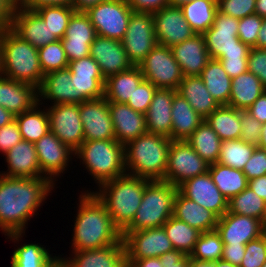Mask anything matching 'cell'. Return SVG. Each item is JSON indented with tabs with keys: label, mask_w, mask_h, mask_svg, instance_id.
Instances as JSON below:
<instances>
[{
	"label": "cell",
	"mask_w": 266,
	"mask_h": 267,
	"mask_svg": "<svg viewBox=\"0 0 266 267\" xmlns=\"http://www.w3.org/2000/svg\"><path fill=\"white\" fill-rule=\"evenodd\" d=\"M55 185L46 177L18 178L0 174V231L22 241L28 221L37 216ZM38 212V213H37Z\"/></svg>",
	"instance_id": "1"
},
{
	"label": "cell",
	"mask_w": 266,
	"mask_h": 267,
	"mask_svg": "<svg viewBox=\"0 0 266 267\" xmlns=\"http://www.w3.org/2000/svg\"><path fill=\"white\" fill-rule=\"evenodd\" d=\"M72 233L71 251L99 249L122 240L106 206L89 190L81 192Z\"/></svg>",
	"instance_id": "2"
},
{
	"label": "cell",
	"mask_w": 266,
	"mask_h": 267,
	"mask_svg": "<svg viewBox=\"0 0 266 267\" xmlns=\"http://www.w3.org/2000/svg\"><path fill=\"white\" fill-rule=\"evenodd\" d=\"M150 180L124 174L101 184L93 193L106 206L114 225L122 233L133 221Z\"/></svg>",
	"instance_id": "3"
},
{
	"label": "cell",
	"mask_w": 266,
	"mask_h": 267,
	"mask_svg": "<svg viewBox=\"0 0 266 267\" xmlns=\"http://www.w3.org/2000/svg\"><path fill=\"white\" fill-rule=\"evenodd\" d=\"M171 139L145 133L124 146L126 174L150 181L164 180Z\"/></svg>",
	"instance_id": "4"
},
{
	"label": "cell",
	"mask_w": 266,
	"mask_h": 267,
	"mask_svg": "<svg viewBox=\"0 0 266 267\" xmlns=\"http://www.w3.org/2000/svg\"><path fill=\"white\" fill-rule=\"evenodd\" d=\"M2 76L39 88L43 82L38 49L22 40L10 28L0 33Z\"/></svg>",
	"instance_id": "5"
},
{
	"label": "cell",
	"mask_w": 266,
	"mask_h": 267,
	"mask_svg": "<svg viewBox=\"0 0 266 267\" xmlns=\"http://www.w3.org/2000/svg\"><path fill=\"white\" fill-rule=\"evenodd\" d=\"M74 157L84 164L96 187L126 174L124 145L116 140L84 141Z\"/></svg>",
	"instance_id": "6"
},
{
	"label": "cell",
	"mask_w": 266,
	"mask_h": 267,
	"mask_svg": "<svg viewBox=\"0 0 266 267\" xmlns=\"http://www.w3.org/2000/svg\"><path fill=\"white\" fill-rule=\"evenodd\" d=\"M177 191V187L166 181H149L133 221L123 232L162 227L173 215Z\"/></svg>",
	"instance_id": "7"
},
{
	"label": "cell",
	"mask_w": 266,
	"mask_h": 267,
	"mask_svg": "<svg viewBox=\"0 0 266 267\" xmlns=\"http://www.w3.org/2000/svg\"><path fill=\"white\" fill-rule=\"evenodd\" d=\"M84 12L97 35L121 41L127 31L133 10L127 0H106Z\"/></svg>",
	"instance_id": "8"
},
{
	"label": "cell",
	"mask_w": 266,
	"mask_h": 267,
	"mask_svg": "<svg viewBox=\"0 0 266 267\" xmlns=\"http://www.w3.org/2000/svg\"><path fill=\"white\" fill-rule=\"evenodd\" d=\"M126 260L178 256L163 227L122 232Z\"/></svg>",
	"instance_id": "9"
},
{
	"label": "cell",
	"mask_w": 266,
	"mask_h": 267,
	"mask_svg": "<svg viewBox=\"0 0 266 267\" xmlns=\"http://www.w3.org/2000/svg\"><path fill=\"white\" fill-rule=\"evenodd\" d=\"M156 88L177 90L183 75L171 47L157 44L138 66Z\"/></svg>",
	"instance_id": "10"
},
{
	"label": "cell",
	"mask_w": 266,
	"mask_h": 267,
	"mask_svg": "<svg viewBox=\"0 0 266 267\" xmlns=\"http://www.w3.org/2000/svg\"><path fill=\"white\" fill-rule=\"evenodd\" d=\"M206 163L186 141H172L164 180L178 187L186 180L208 171Z\"/></svg>",
	"instance_id": "11"
},
{
	"label": "cell",
	"mask_w": 266,
	"mask_h": 267,
	"mask_svg": "<svg viewBox=\"0 0 266 267\" xmlns=\"http://www.w3.org/2000/svg\"><path fill=\"white\" fill-rule=\"evenodd\" d=\"M121 42L129 61L133 66H139L157 45L152 14L133 12Z\"/></svg>",
	"instance_id": "12"
},
{
	"label": "cell",
	"mask_w": 266,
	"mask_h": 267,
	"mask_svg": "<svg viewBox=\"0 0 266 267\" xmlns=\"http://www.w3.org/2000/svg\"><path fill=\"white\" fill-rule=\"evenodd\" d=\"M46 104L50 131L65 145L76 151L84 142L79 104Z\"/></svg>",
	"instance_id": "13"
},
{
	"label": "cell",
	"mask_w": 266,
	"mask_h": 267,
	"mask_svg": "<svg viewBox=\"0 0 266 267\" xmlns=\"http://www.w3.org/2000/svg\"><path fill=\"white\" fill-rule=\"evenodd\" d=\"M34 145L42 176L55 185L56 179L69 168V162L72 161V156H75V151L63 144L51 131Z\"/></svg>",
	"instance_id": "14"
},
{
	"label": "cell",
	"mask_w": 266,
	"mask_h": 267,
	"mask_svg": "<svg viewBox=\"0 0 266 267\" xmlns=\"http://www.w3.org/2000/svg\"><path fill=\"white\" fill-rule=\"evenodd\" d=\"M75 104L104 96L105 78L98 63L89 55L69 62Z\"/></svg>",
	"instance_id": "15"
},
{
	"label": "cell",
	"mask_w": 266,
	"mask_h": 267,
	"mask_svg": "<svg viewBox=\"0 0 266 267\" xmlns=\"http://www.w3.org/2000/svg\"><path fill=\"white\" fill-rule=\"evenodd\" d=\"M239 19L217 11L213 25L203 34L210 58L219 59L225 52L250 50L238 38Z\"/></svg>",
	"instance_id": "16"
},
{
	"label": "cell",
	"mask_w": 266,
	"mask_h": 267,
	"mask_svg": "<svg viewBox=\"0 0 266 267\" xmlns=\"http://www.w3.org/2000/svg\"><path fill=\"white\" fill-rule=\"evenodd\" d=\"M79 110L84 141L116 140L109 102L104 96L80 103Z\"/></svg>",
	"instance_id": "17"
},
{
	"label": "cell",
	"mask_w": 266,
	"mask_h": 267,
	"mask_svg": "<svg viewBox=\"0 0 266 267\" xmlns=\"http://www.w3.org/2000/svg\"><path fill=\"white\" fill-rule=\"evenodd\" d=\"M152 16L157 44L172 47L196 34L180 7L166 6Z\"/></svg>",
	"instance_id": "18"
},
{
	"label": "cell",
	"mask_w": 266,
	"mask_h": 267,
	"mask_svg": "<svg viewBox=\"0 0 266 267\" xmlns=\"http://www.w3.org/2000/svg\"><path fill=\"white\" fill-rule=\"evenodd\" d=\"M177 188L184 197L195 201L218 217H222L228 211V199L214 184L209 171L186 180Z\"/></svg>",
	"instance_id": "19"
},
{
	"label": "cell",
	"mask_w": 266,
	"mask_h": 267,
	"mask_svg": "<svg viewBox=\"0 0 266 267\" xmlns=\"http://www.w3.org/2000/svg\"><path fill=\"white\" fill-rule=\"evenodd\" d=\"M265 223L254 217L226 212L219 217L216 231L224 245H246L264 235Z\"/></svg>",
	"instance_id": "20"
},
{
	"label": "cell",
	"mask_w": 266,
	"mask_h": 267,
	"mask_svg": "<svg viewBox=\"0 0 266 267\" xmlns=\"http://www.w3.org/2000/svg\"><path fill=\"white\" fill-rule=\"evenodd\" d=\"M96 36V30L89 17L85 12L76 11L61 39L68 61L89 56L91 44Z\"/></svg>",
	"instance_id": "21"
},
{
	"label": "cell",
	"mask_w": 266,
	"mask_h": 267,
	"mask_svg": "<svg viewBox=\"0 0 266 267\" xmlns=\"http://www.w3.org/2000/svg\"><path fill=\"white\" fill-rule=\"evenodd\" d=\"M9 28L37 49L58 40L34 10L15 7Z\"/></svg>",
	"instance_id": "22"
},
{
	"label": "cell",
	"mask_w": 266,
	"mask_h": 267,
	"mask_svg": "<svg viewBox=\"0 0 266 267\" xmlns=\"http://www.w3.org/2000/svg\"><path fill=\"white\" fill-rule=\"evenodd\" d=\"M90 56L98 63L105 79L133 66L121 41L99 35L91 44Z\"/></svg>",
	"instance_id": "23"
},
{
	"label": "cell",
	"mask_w": 266,
	"mask_h": 267,
	"mask_svg": "<svg viewBox=\"0 0 266 267\" xmlns=\"http://www.w3.org/2000/svg\"><path fill=\"white\" fill-rule=\"evenodd\" d=\"M185 77L200 76L211 59L206 48L203 34H195L187 40L171 47Z\"/></svg>",
	"instance_id": "24"
},
{
	"label": "cell",
	"mask_w": 266,
	"mask_h": 267,
	"mask_svg": "<svg viewBox=\"0 0 266 267\" xmlns=\"http://www.w3.org/2000/svg\"><path fill=\"white\" fill-rule=\"evenodd\" d=\"M70 257H61L69 267H127L123 239L99 249L72 251Z\"/></svg>",
	"instance_id": "25"
},
{
	"label": "cell",
	"mask_w": 266,
	"mask_h": 267,
	"mask_svg": "<svg viewBox=\"0 0 266 267\" xmlns=\"http://www.w3.org/2000/svg\"><path fill=\"white\" fill-rule=\"evenodd\" d=\"M114 135L117 142L126 145L147 133L145 115L135 111L126 103L109 102Z\"/></svg>",
	"instance_id": "26"
},
{
	"label": "cell",
	"mask_w": 266,
	"mask_h": 267,
	"mask_svg": "<svg viewBox=\"0 0 266 267\" xmlns=\"http://www.w3.org/2000/svg\"><path fill=\"white\" fill-rule=\"evenodd\" d=\"M37 103L38 88L34 85L0 76V106L17 116Z\"/></svg>",
	"instance_id": "27"
},
{
	"label": "cell",
	"mask_w": 266,
	"mask_h": 267,
	"mask_svg": "<svg viewBox=\"0 0 266 267\" xmlns=\"http://www.w3.org/2000/svg\"><path fill=\"white\" fill-rule=\"evenodd\" d=\"M4 156L8 169L0 171L1 175L18 178L43 177L34 143L22 140Z\"/></svg>",
	"instance_id": "28"
},
{
	"label": "cell",
	"mask_w": 266,
	"mask_h": 267,
	"mask_svg": "<svg viewBox=\"0 0 266 267\" xmlns=\"http://www.w3.org/2000/svg\"><path fill=\"white\" fill-rule=\"evenodd\" d=\"M177 90L157 88L145 114L147 131L171 139L172 103Z\"/></svg>",
	"instance_id": "29"
},
{
	"label": "cell",
	"mask_w": 266,
	"mask_h": 267,
	"mask_svg": "<svg viewBox=\"0 0 266 267\" xmlns=\"http://www.w3.org/2000/svg\"><path fill=\"white\" fill-rule=\"evenodd\" d=\"M51 101L50 105L75 104L73 82L69 68L56 70L44 75L38 88V102Z\"/></svg>",
	"instance_id": "30"
},
{
	"label": "cell",
	"mask_w": 266,
	"mask_h": 267,
	"mask_svg": "<svg viewBox=\"0 0 266 267\" xmlns=\"http://www.w3.org/2000/svg\"><path fill=\"white\" fill-rule=\"evenodd\" d=\"M173 216L201 233L216 229L219 217L177 191Z\"/></svg>",
	"instance_id": "31"
},
{
	"label": "cell",
	"mask_w": 266,
	"mask_h": 267,
	"mask_svg": "<svg viewBox=\"0 0 266 267\" xmlns=\"http://www.w3.org/2000/svg\"><path fill=\"white\" fill-rule=\"evenodd\" d=\"M172 141L187 140L195 129L204 121L202 118L177 92L174 94L172 103Z\"/></svg>",
	"instance_id": "32"
},
{
	"label": "cell",
	"mask_w": 266,
	"mask_h": 267,
	"mask_svg": "<svg viewBox=\"0 0 266 267\" xmlns=\"http://www.w3.org/2000/svg\"><path fill=\"white\" fill-rule=\"evenodd\" d=\"M143 80L138 66L110 75L105 79L104 97L108 102L126 103Z\"/></svg>",
	"instance_id": "33"
},
{
	"label": "cell",
	"mask_w": 266,
	"mask_h": 267,
	"mask_svg": "<svg viewBox=\"0 0 266 267\" xmlns=\"http://www.w3.org/2000/svg\"><path fill=\"white\" fill-rule=\"evenodd\" d=\"M177 93L185 98L192 108L204 119L220 106L207 91L200 76H183Z\"/></svg>",
	"instance_id": "34"
},
{
	"label": "cell",
	"mask_w": 266,
	"mask_h": 267,
	"mask_svg": "<svg viewBox=\"0 0 266 267\" xmlns=\"http://www.w3.org/2000/svg\"><path fill=\"white\" fill-rule=\"evenodd\" d=\"M231 85L228 106L241 111H246L266 91L260 79L249 71L232 78Z\"/></svg>",
	"instance_id": "35"
},
{
	"label": "cell",
	"mask_w": 266,
	"mask_h": 267,
	"mask_svg": "<svg viewBox=\"0 0 266 267\" xmlns=\"http://www.w3.org/2000/svg\"><path fill=\"white\" fill-rule=\"evenodd\" d=\"M202 78L207 91L219 105H228L231 94L232 78L227 75L217 59H210L203 69Z\"/></svg>",
	"instance_id": "36"
},
{
	"label": "cell",
	"mask_w": 266,
	"mask_h": 267,
	"mask_svg": "<svg viewBox=\"0 0 266 267\" xmlns=\"http://www.w3.org/2000/svg\"><path fill=\"white\" fill-rule=\"evenodd\" d=\"M40 105L38 102L30 110L15 116L24 141L35 143L50 131L46 106L41 109Z\"/></svg>",
	"instance_id": "37"
},
{
	"label": "cell",
	"mask_w": 266,
	"mask_h": 267,
	"mask_svg": "<svg viewBox=\"0 0 266 267\" xmlns=\"http://www.w3.org/2000/svg\"><path fill=\"white\" fill-rule=\"evenodd\" d=\"M205 121L222 141L240 139V110L228 105H220Z\"/></svg>",
	"instance_id": "38"
},
{
	"label": "cell",
	"mask_w": 266,
	"mask_h": 267,
	"mask_svg": "<svg viewBox=\"0 0 266 267\" xmlns=\"http://www.w3.org/2000/svg\"><path fill=\"white\" fill-rule=\"evenodd\" d=\"M186 141L206 163L217 162L222 140L205 119Z\"/></svg>",
	"instance_id": "39"
},
{
	"label": "cell",
	"mask_w": 266,
	"mask_h": 267,
	"mask_svg": "<svg viewBox=\"0 0 266 267\" xmlns=\"http://www.w3.org/2000/svg\"><path fill=\"white\" fill-rule=\"evenodd\" d=\"M208 171L219 191L229 200L248 187V180L242 170L214 163Z\"/></svg>",
	"instance_id": "40"
},
{
	"label": "cell",
	"mask_w": 266,
	"mask_h": 267,
	"mask_svg": "<svg viewBox=\"0 0 266 267\" xmlns=\"http://www.w3.org/2000/svg\"><path fill=\"white\" fill-rule=\"evenodd\" d=\"M180 8L192 30L204 34L214 23L218 3L217 0H193Z\"/></svg>",
	"instance_id": "41"
},
{
	"label": "cell",
	"mask_w": 266,
	"mask_h": 267,
	"mask_svg": "<svg viewBox=\"0 0 266 267\" xmlns=\"http://www.w3.org/2000/svg\"><path fill=\"white\" fill-rule=\"evenodd\" d=\"M178 255L190 256L201 232L173 215L162 226Z\"/></svg>",
	"instance_id": "42"
},
{
	"label": "cell",
	"mask_w": 266,
	"mask_h": 267,
	"mask_svg": "<svg viewBox=\"0 0 266 267\" xmlns=\"http://www.w3.org/2000/svg\"><path fill=\"white\" fill-rule=\"evenodd\" d=\"M58 256H53L44 245L24 243L14 250L11 267H49Z\"/></svg>",
	"instance_id": "43"
},
{
	"label": "cell",
	"mask_w": 266,
	"mask_h": 267,
	"mask_svg": "<svg viewBox=\"0 0 266 267\" xmlns=\"http://www.w3.org/2000/svg\"><path fill=\"white\" fill-rule=\"evenodd\" d=\"M227 212L254 217L266 222V204L249 187L228 200Z\"/></svg>",
	"instance_id": "44"
},
{
	"label": "cell",
	"mask_w": 266,
	"mask_h": 267,
	"mask_svg": "<svg viewBox=\"0 0 266 267\" xmlns=\"http://www.w3.org/2000/svg\"><path fill=\"white\" fill-rule=\"evenodd\" d=\"M255 148V146L247 144L241 139L222 141L217 163L243 170Z\"/></svg>",
	"instance_id": "45"
},
{
	"label": "cell",
	"mask_w": 266,
	"mask_h": 267,
	"mask_svg": "<svg viewBox=\"0 0 266 267\" xmlns=\"http://www.w3.org/2000/svg\"><path fill=\"white\" fill-rule=\"evenodd\" d=\"M45 22L58 40H61L69 20L76 10L72 6L45 5L34 10Z\"/></svg>",
	"instance_id": "46"
},
{
	"label": "cell",
	"mask_w": 266,
	"mask_h": 267,
	"mask_svg": "<svg viewBox=\"0 0 266 267\" xmlns=\"http://www.w3.org/2000/svg\"><path fill=\"white\" fill-rule=\"evenodd\" d=\"M223 246L224 243L216 229L203 232L189 257L198 261L216 262L222 258Z\"/></svg>",
	"instance_id": "47"
},
{
	"label": "cell",
	"mask_w": 266,
	"mask_h": 267,
	"mask_svg": "<svg viewBox=\"0 0 266 267\" xmlns=\"http://www.w3.org/2000/svg\"><path fill=\"white\" fill-rule=\"evenodd\" d=\"M39 62L43 74L68 68L69 61L66 57L61 40L49 43L38 48Z\"/></svg>",
	"instance_id": "48"
},
{
	"label": "cell",
	"mask_w": 266,
	"mask_h": 267,
	"mask_svg": "<svg viewBox=\"0 0 266 267\" xmlns=\"http://www.w3.org/2000/svg\"><path fill=\"white\" fill-rule=\"evenodd\" d=\"M266 262V235L249 241L239 267H262Z\"/></svg>",
	"instance_id": "49"
},
{
	"label": "cell",
	"mask_w": 266,
	"mask_h": 267,
	"mask_svg": "<svg viewBox=\"0 0 266 267\" xmlns=\"http://www.w3.org/2000/svg\"><path fill=\"white\" fill-rule=\"evenodd\" d=\"M156 87L147 80H143L135 89L132 97L126 102L132 109L146 114L154 97Z\"/></svg>",
	"instance_id": "50"
},
{
	"label": "cell",
	"mask_w": 266,
	"mask_h": 267,
	"mask_svg": "<svg viewBox=\"0 0 266 267\" xmlns=\"http://www.w3.org/2000/svg\"><path fill=\"white\" fill-rule=\"evenodd\" d=\"M263 18L258 14H252L239 19L238 38L250 48L254 47L257 42L259 30L262 26Z\"/></svg>",
	"instance_id": "51"
},
{
	"label": "cell",
	"mask_w": 266,
	"mask_h": 267,
	"mask_svg": "<svg viewBox=\"0 0 266 267\" xmlns=\"http://www.w3.org/2000/svg\"><path fill=\"white\" fill-rule=\"evenodd\" d=\"M218 11L237 19L255 14L256 0H217Z\"/></svg>",
	"instance_id": "52"
},
{
	"label": "cell",
	"mask_w": 266,
	"mask_h": 267,
	"mask_svg": "<svg viewBox=\"0 0 266 267\" xmlns=\"http://www.w3.org/2000/svg\"><path fill=\"white\" fill-rule=\"evenodd\" d=\"M241 136L240 139L247 144L258 147L261 139L262 123L248 113L240 110Z\"/></svg>",
	"instance_id": "53"
},
{
	"label": "cell",
	"mask_w": 266,
	"mask_h": 267,
	"mask_svg": "<svg viewBox=\"0 0 266 267\" xmlns=\"http://www.w3.org/2000/svg\"><path fill=\"white\" fill-rule=\"evenodd\" d=\"M247 65L248 71L257 76L266 88V48L251 47Z\"/></svg>",
	"instance_id": "54"
},
{
	"label": "cell",
	"mask_w": 266,
	"mask_h": 267,
	"mask_svg": "<svg viewBox=\"0 0 266 267\" xmlns=\"http://www.w3.org/2000/svg\"><path fill=\"white\" fill-rule=\"evenodd\" d=\"M242 171L248 181L266 175V150L256 147Z\"/></svg>",
	"instance_id": "55"
},
{
	"label": "cell",
	"mask_w": 266,
	"mask_h": 267,
	"mask_svg": "<svg viewBox=\"0 0 266 267\" xmlns=\"http://www.w3.org/2000/svg\"><path fill=\"white\" fill-rule=\"evenodd\" d=\"M22 140L23 139L15 119L5 126L0 127V152H2L3 155Z\"/></svg>",
	"instance_id": "56"
},
{
	"label": "cell",
	"mask_w": 266,
	"mask_h": 267,
	"mask_svg": "<svg viewBox=\"0 0 266 267\" xmlns=\"http://www.w3.org/2000/svg\"><path fill=\"white\" fill-rule=\"evenodd\" d=\"M133 12L155 13L169 6V0H127Z\"/></svg>",
	"instance_id": "57"
},
{
	"label": "cell",
	"mask_w": 266,
	"mask_h": 267,
	"mask_svg": "<svg viewBox=\"0 0 266 267\" xmlns=\"http://www.w3.org/2000/svg\"><path fill=\"white\" fill-rule=\"evenodd\" d=\"M230 78L248 71V59H218Z\"/></svg>",
	"instance_id": "58"
},
{
	"label": "cell",
	"mask_w": 266,
	"mask_h": 267,
	"mask_svg": "<svg viewBox=\"0 0 266 267\" xmlns=\"http://www.w3.org/2000/svg\"><path fill=\"white\" fill-rule=\"evenodd\" d=\"M45 5L71 6L72 0H15V7L35 10Z\"/></svg>",
	"instance_id": "59"
},
{
	"label": "cell",
	"mask_w": 266,
	"mask_h": 267,
	"mask_svg": "<svg viewBox=\"0 0 266 267\" xmlns=\"http://www.w3.org/2000/svg\"><path fill=\"white\" fill-rule=\"evenodd\" d=\"M245 248L246 245H224L221 259L233 265L240 266L245 255Z\"/></svg>",
	"instance_id": "60"
},
{
	"label": "cell",
	"mask_w": 266,
	"mask_h": 267,
	"mask_svg": "<svg viewBox=\"0 0 266 267\" xmlns=\"http://www.w3.org/2000/svg\"><path fill=\"white\" fill-rule=\"evenodd\" d=\"M15 0H0V33L10 27Z\"/></svg>",
	"instance_id": "61"
},
{
	"label": "cell",
	"mask_w": 266,
	"mask_h": 267,
	"mask_svg": "<svg viewBox=\"0 0 266 267\" xmlns=\"http://www.w3.org/2000/svg\"><path fill=\"white\" fill-rule=\"evenodd\" d=\"M246 111L262 124L266 123V91Z\"/></svg>",
	"instance_id": "62"
},
{
	"label": "cell",
	"mask_w": 266,
	"mask_h": 267,
	"mask_svg": "<svg viewBox=\"0 0 266 267\" xmlns=\"http://www.w3.org/2000/svg\"><path fill=\"white\" fill-rule=\"evenodd\" d=\"M127 267H164L165 258L152 257L139 260H126Z\"/></svg>",
	"instance_id": "63"
},
{
	"label": "cell",
	"mask_w": 266,
	"mask_h": 267,
	"mask_svg": "<svg viewBox=\"0 0 266 267\" xmlns=\"http://www.w3.org/2000/svg\"><path fill=\"white\" fill-rule=\"evenodd\" d=\"M248 187L261 197L266 204V175L249 180Z\"/></svg>",
	"instance_id": "64"
},
{
	"label": "cell",
	"mask_w": 266,
	"mask_h": 267,
	"mask_svg": "<svg viewBox=\"0 0 266 267\" xmlns=\"http://www.w3.org/2000/svg\"><path fill=\"white\" fill-rule=\"evenodd\" d=\"M106 0H72V7L78 12H84L92 6Z\"/></svg>",
	"instance_id": "65"
},
{
	"label": "cell",
	"mask_w": 266,
	"mask_h": 267,
	"mask_svg": "<svg viewBox=\"0 0 266 267\" xmlns=\"http://www.w3.org/2000/svg\"><path fill=\"white\" fill-rule=\"evenodd\" d=\"M164 267H188V256L178 255L166 258Z\"/></svg>",
	"instance_id": "66"
},
{
	"label": "cell",
	"mask_w": 266,
	"mask_h": 267,
	"mask_svg": "<svg viewBox=\"0 0 266 267\" xmlns=\"http://www.w3.org/2000/svg\"><path fill=\"white\" fill-rule=\"evenodd\" d=\"M249 50H232L225 52L219 59H248Z\"/></svg>",
	"instance_id": "67"
},
{
	"label": "cell",
	"mask_w": 266,
	"mask_h": 267,
	"mask_svg": "<svg viewBox=\"0 0 266 267\" xmlns=\"http://www.w3.org/2000/svg\"><path fill=\"white\" fill-rule=\"evenodd\" d=\"M255 48H266V17L263 18L262 26L259 30Z\"/></svg>",
	"instance_id": "68"
},
{
	"label": "cell",
	"mask_w": 266,
	"mask_h": 267,
	"mask_svg": "<svg viewBox=\"0 0 266 267\" xmlns=\"http://www.w3.org/2000/svg\"><path fill=\"white\" fill-rule=\"evenodd\" d=\"M14 119L15 116L12 113L0 106V127L5 126L6 124L12 122Z\"/></svg>",
	"instance_id": "69"
},
{
	"label": "cell",
	"mask_w": 266,
	"mask_h": 267,
	"mask_svg": "<svg viewBox=\"0 0 266 267\" xmlns=\"http://www.w3.org/2000/svg\"><path fill=\"white\" fill-rule=\"evenodd\" d=\"M189 267H216V262L211 261H198L188 256Z\"/></svg>",
	"instance_id": "70"
},
{
	"label": "cell",
	"mask_w": 266,
	"mask_h": 267,
	"mask_svg": "<svg viewBox=\"0 0 266 267\" xmlns=\"http://www.w3.org/2000/svg\"><path fill=\"white\" fill-rule=\"evenodd\" d=\"M255 14H258L262 18L266 17V0H256Z\"/></svg>",
	"instance_id": "71"
},
{
	"label": "cell",
	"mask_w": 266,
	"mask_h": 267,
	"mask_svg": "<svg viewBox=\"0 0 266 267\" xmlns=\"http://www.w3.org/2000/svg\"><path fill=\"white\" fill-rule=\"evenodd\" d=\"M258 147L266 150V123H264L262 125V128H261V139H260V142L258 144Z\"/></svg>",
	"instance_id": "72"
},
{
	"label": "cell",
	"mask_w": 266,
	"mask_h": 267,
	"mask_svg": "<svg viewBox=\"0 0 266 267\" xmlns=\"http://www.w3.org/2000/svg\"><path fill=\"white\" fill-rule=\"evenodd\" d=\"M49 267H69L68 264L58 255Z\"/></svg>",
	"instance_id": "73"
},
{
	"label": "cell",
	"mask_w": 266,
	"mask_h": 267,
	"mask_svg": "<svg viewBox=\"0 0 266 267\" xmlns=\"http://www.w3.org/2000/svg\"><path fill=\"white\" fill-rule=\"evenodd\" d=\"M191 1L193 0H169V6L181 7Z\"/></svg>",
	"instance_id": "74"
},
{
	"label": "cell",
	"mask_w": 266,
	"mask_h": 267,
	"mask_svg": "<svg viewBox=\"0 0 266 267\" xmlns=\"http://www.w3.org/2000/svg\"><path fill=\"white\" fill-rule=\"evenodd\" d=\"M216 267H239V266L233 265L230 262L220 259L216 261Z\"/></svg>",
	"instance_id": "75"
},
{
	"label": "cell",
	"mask_w": 266,
	"mask_h": 267,
	"mask_svg": "<svg viewBox=\"0 0 266 267\" xmlns=\"http://www.w3.org/2000/svg\"><path fill=\"white\" fill-rule=\"evenodd\" d=\"M0 76H2V44L0 42Z\"/></svg>",
	"instance_id": "76"
},
{
	"label": "cell",
	"mask_w": 266,
	"mask_h": 267,
	"mask_svg": "<svg viewBox=\"0 0 266 267\" xmlns=\"http://www.w3.org/2000/svg\"><path fill=\"white\" fill-rule=\"evenodd\" d=\"M264 234L266 235V222H265V229H264Z\"/></svg>",
	"instance_id": "77"
}]
</instances>
